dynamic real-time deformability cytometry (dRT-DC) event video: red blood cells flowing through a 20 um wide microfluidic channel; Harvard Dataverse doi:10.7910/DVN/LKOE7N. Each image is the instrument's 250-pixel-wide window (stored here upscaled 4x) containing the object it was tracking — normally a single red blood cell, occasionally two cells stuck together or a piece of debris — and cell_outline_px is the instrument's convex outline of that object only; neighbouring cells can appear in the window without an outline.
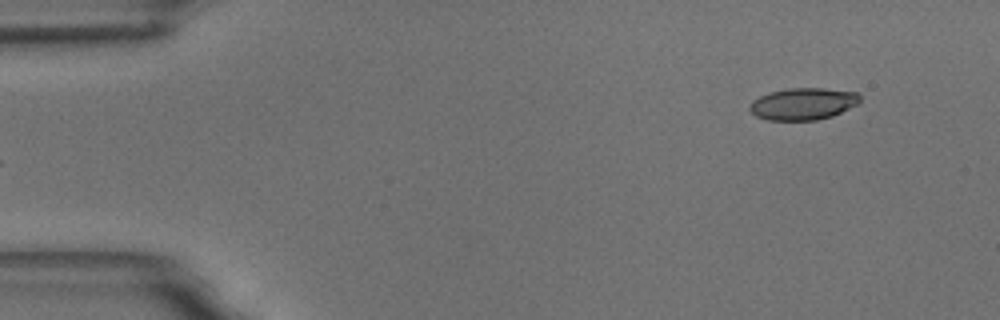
{"species": "common noctule bat (a hibernating species)", "species_latin": "Nyctalus noctula", "temperature_condition": "room temperature", "stored_images_in_passage": 6, "segment_of_instrument_passage": [2, 2], "camera_frame_rate_fps": 3000, "um_per_image_px": 0.085, "animal": {"sex": "male", "body_mass_g": 18.8}, "frame": {"image": 1, "passage_image": 6, "time_ms": 5.667, "image_size_px": [1000, 320], "cell_outline_px": [[860, 100], [856, 104], [832, 116], [816, 120], [768, 120], [756, 116], [748, 108], [752, 100], [760, 96], [772, 92], [788, 88], [824, 88], [856, 92], [860, 96]], "centroid_in_image_um": [68.24, 8.82], "position_along_channel_um": 16.8, "area_um2": 20.35}}